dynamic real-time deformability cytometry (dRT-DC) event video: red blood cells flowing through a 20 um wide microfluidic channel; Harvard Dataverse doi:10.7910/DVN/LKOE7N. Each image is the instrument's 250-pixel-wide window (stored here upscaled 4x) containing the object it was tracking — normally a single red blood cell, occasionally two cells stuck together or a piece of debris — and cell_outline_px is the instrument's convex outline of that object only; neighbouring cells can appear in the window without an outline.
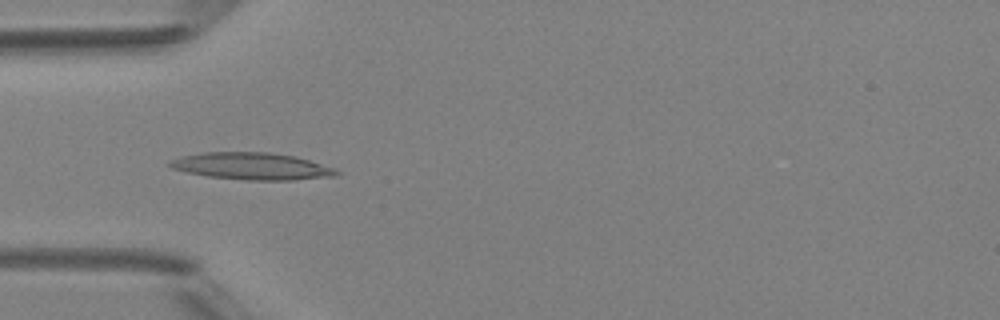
{"species": "Egyptian fruit bat (a non-hibernating species)", "species_latin": "Rousettus aegyptiacus", "temperature_condition": "room temperature", "stored_images_in_passage": 42, "camera_frame_rate_fps": 3000, "um_per_image_px": 0.085, "animal": {"sex": "female"}, "frame": {"image": 1, "passage_image": 9, "time_ms": 2.667, "image_size_px": [1000, 320], "cell_outline_px": [[340, 172], [336, 176], [292, 180], [244, 180], [208, 176], [188, 172], [172, 168], [168, 164], [168, 160], [184, 156], [204, 152], [268, 152], [296, 156], [336, 168]], "centroid_in_image_um": [21.45, 14.12], "position_along_channel_um": 63.6, "area_um2": 26.24}}
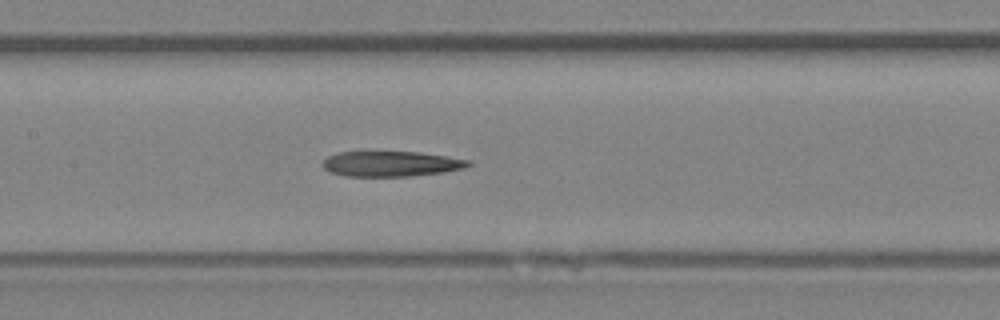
{"frame": {"image": 2, "passage_image": 17, "time_ms": 5.333, "image_size_px": [1000, 320], "cell_outline_px": [[472, 164], [464, 168], [444, 172], [412, 176], [344, 176], [332, 172], [324, 168], [320, 164], [328, 156], [340, 152], [420, 152], [472, 160]], "centroid_in_image_um": [33.27, 13.92], "position_along_channel_um": 174.1, "area_um2": 21.5}}
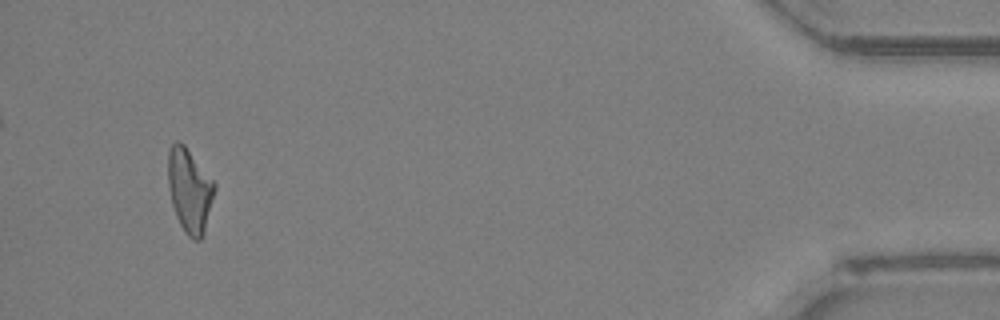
{"frame": {"image": 3, "passage_image": 40, "time_ms": 13.0, "image_size_px": [1000, 320], "cell_outline_px": [[216, 188], [204, 232], [200, 240], [192, 240], [188, 236], [180, 224], [176, 216], [172, 204], [168, 184], [168, 152], [172, 144], [176, 140], [180, 140], [184, 144], [216, 184]], "centroid_in_image_um": [16.11, 16.17], "position_along_channel_um": 419.1, "area_um2": 22.66}}